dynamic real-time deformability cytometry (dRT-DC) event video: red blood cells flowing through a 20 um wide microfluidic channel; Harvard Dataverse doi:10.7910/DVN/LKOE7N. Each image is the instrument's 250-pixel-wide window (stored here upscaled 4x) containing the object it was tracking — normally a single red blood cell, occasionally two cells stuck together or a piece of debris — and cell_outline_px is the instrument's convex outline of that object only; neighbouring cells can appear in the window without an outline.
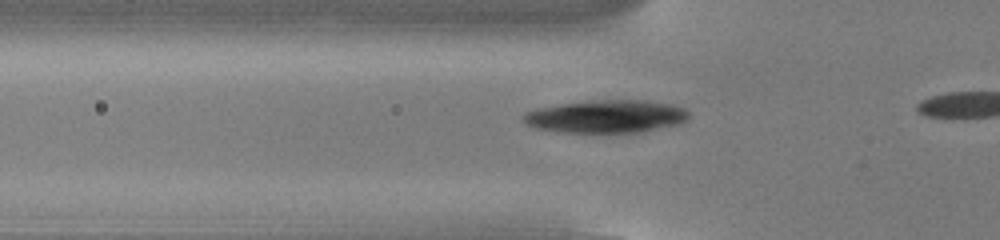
{"species": "common noctule bat (a hibernating species)", "species_latin": "Nyctalus noctula", "temperature_condition": "cold", "stored_images_in_passage": 8, "camera_frame_rate_fps": 3000, "um_per_image_px": 0.085, "animal": {"sex": "male", "body_mass_g": 13.0, "forearm_length_mm": 53.1}, "frame": {"image": 1, "passage_image": 5, "time_ms": 1.333, "image_size_px": [1000, 240], "cell_outline_px": [[688, 120], [680, 124], [644, 132], [564, 132], [536, 128], [528, 124], [520, 116], [524, 112], [536, 108], [560, 104], [600, 100], [648, 100], [672, 104], [684, 108], [688, 112]], "centroid_in_image_um": [51.56, 9.89], "position_along_channel_um": 74.2, "area_um2": 31.73}}